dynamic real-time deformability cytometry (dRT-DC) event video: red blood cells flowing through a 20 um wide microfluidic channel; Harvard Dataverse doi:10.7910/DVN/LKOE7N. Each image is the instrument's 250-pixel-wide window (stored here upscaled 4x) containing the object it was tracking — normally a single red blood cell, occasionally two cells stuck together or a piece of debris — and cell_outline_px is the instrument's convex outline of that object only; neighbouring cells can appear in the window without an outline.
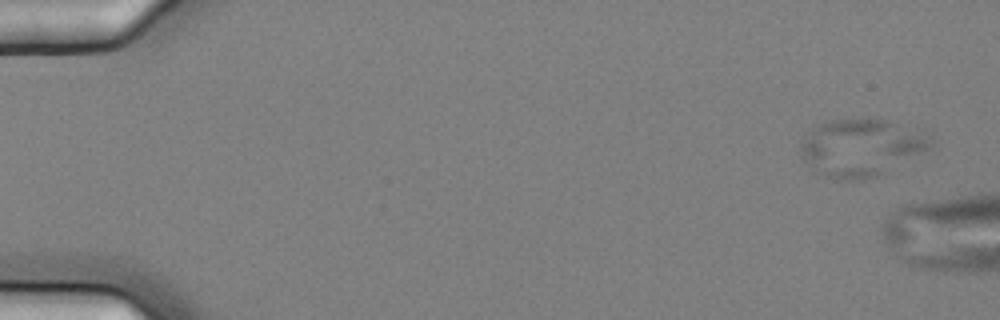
{"species": "common noctule bat (a hibernating species)", "species_latin": "Nyctalus noctula", "temperature_condition": "cold", "stored_images_in_passage": 6, "camera_frame_rate_fps": 3000, "um_per_image_px": 0.085, "animal": {"sex": "female", "body_mass_g": 25.1}, "frame": {"image": 1, "passage_image": 1, "time_ms": 0.0, "image_size_px": [1000, 320], "cell_outline_px": [[932, 148], [876, 176], [864, 180], [836, 180], [812, 172], [800, 156], [800, 144], [812, 128], [820, 124], [832, 120], [888, 120], [932, 136]], "centroid_in_image_um": [73.15, 12.58], "position_along_channel_um": 11.9, "area_um2": 43.23}}